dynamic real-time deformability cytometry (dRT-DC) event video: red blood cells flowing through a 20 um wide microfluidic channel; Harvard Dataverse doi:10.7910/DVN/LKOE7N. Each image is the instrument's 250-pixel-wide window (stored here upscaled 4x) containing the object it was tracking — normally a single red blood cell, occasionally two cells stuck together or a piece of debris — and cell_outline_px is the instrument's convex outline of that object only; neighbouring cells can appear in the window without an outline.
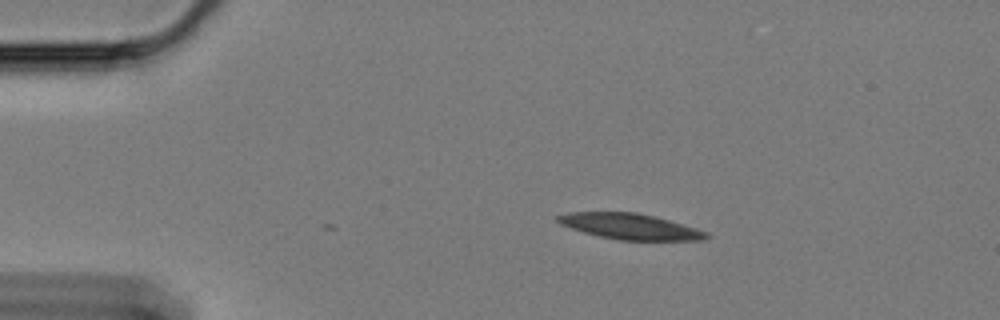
{"species": "Egyptian fruit bat (a non-hibernating species)", "species_latin": "Rousettus aegyptiacus", "temperature_condition": "cold", "stored_images_in_passage": 49, "camera_frame_rate_fps": 3000, "um_per_image_px": 0.085, "animal": {"sex": "female"}, "frame": {"image": 1, "passage_image": 1, "time_ms": 0.0, "image_size_px": [1000, 320], "cell_outline_px": [[712, 236], [704, 240], [620, 240], [600, 236], [584, 232], [560, 224], [556, 220], [556, 216], [568, 212], [636, 212], [668, 220], [696, 228], [708, 232]], "centroid_in_image_um": [53.57, 19.25], "position_along_channel_um": 31.4, "area_um2": 22.14}}
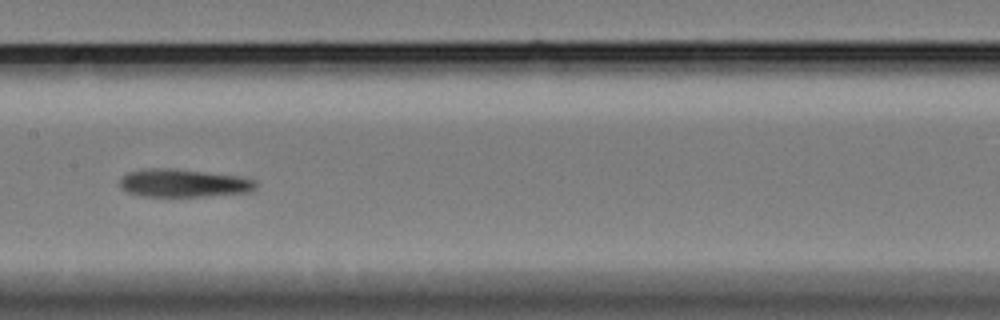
{"frame": {"image": 2, "passage_image": 20, "time_ms": 6.333, "image_size_px": [1000, 320], "cell_outline_px": [[256, 188], [252, 192], [204, 196], [144, 196], [128, 192], [120, 188], [120, 176], [128, 172], [144, 168], [172, 168], [236, 176], [256, 180]], "centroid_in_image_um": [15.56, 15.56], "position_along_channel_um": 191.8, "area_um2": 22.2}}
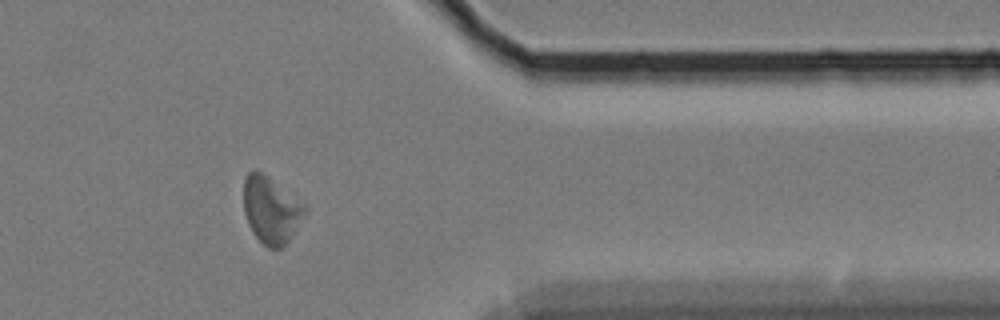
{"frame": {"image": 3, "passage_image": 39, "time_ms": 12.667, "image_size_px": [1000, 320], "cell_outline_px": [[308, 208], [304, 216], [288, 240], [280, 248], [268, 248], [252, 232], [248, 224], [244, 212], [244, 180], [248, 172], [252, 168], [256, 168], [308, 204]], "centroid_in_image_um": [23.05, 17.79], "position_along_channel_um": 388.3, "area_um2": 23.99}, "authors_computed_cell_mechanics": {"area_um2": 22.6576, "velocity_mm_per_s": 3.3382, "shape_relaxation_time_tau1_ms": null, "shape_relaxation_time_tau2_ms": 9.2996, "deformation_change_tau1": null, "deformation_change_tau2": 0.2053}}